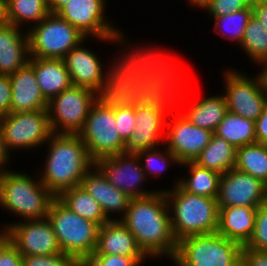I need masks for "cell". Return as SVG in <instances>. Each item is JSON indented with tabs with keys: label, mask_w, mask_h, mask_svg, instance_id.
Returning a JSON list of instances; mask_svg holds the SVG:
<instances>
[{
	"label": "cell",
	"mask_w": 267,
	"mask_h": 266,
	"mask_svg": "<svg viewBox=\"0 0 267 266\" xmlns=\"http://www.w3.org/2000/svg\"><path fill=\"white\" fill-rule=\"evenodd\" d=\"M80 186L99 203L108 221L124 217L132 198L113 186L95 165L81 179Z\"/></svg>",
	"instance_id": "obj_20"
},
{
	"label": "cell",
	"mask_w": 267,
	"mask_h": 266,
	"mask_svg": "<svg viewBox=\"0 0 267 266\" xmlns=\"http://www.w3.org/2000/svg\"><path fill=\"white\" fill-rule=\"evenodd\" d=\"M188 6H192V8H198V10L203 7L209 0H186Z\"/></svg>",
	"instance_id": "obj_49"
},
{
	"label": "cell",
	"mask_w": 267,
	"mask_h": 266,
	"mask_svg": "<svg viewBox=\"0 0 267 266\" xmlns=\"http://www.w3.org/2000/svg\"><path fill=\"white\" fill-rule=\"evenodd\" d=\"M12 157L13 156H11V154H9L5 148L2 132L0 129V174L6 170L11 169L9 163H11Z\"/></svg>",
	"instance_id": "obj_45"
},
{
	"label": "cell",
	"mask_w": 267,
	"mask_h": 266,
	"mask_svg": "<svg viewBox=\"0 0 267 266\" xmlns=\"http://www.w3.org/2000/svg\"><path fill=\"white\" fill-rule=\"evenodd\" d=\"M0 266H23L22 255L7 238L0 244Z\"/></svg>",
	"instance_id": "obj_40"
},
{
	"label": "cell",
	"mask_w": 267,
	"mask_h": 266,
	"mask_svg": "<svg viewBox=\"0 0 267 266\" xmlns=\"http://www.w3.org/2000/svg\"><path fill=\"white\" fill-rule=\"evenodd\" d=\"M7 238V231L0 225V244Z\"/></svg>",
	"instance_id": "obj_50"
},
{
	"label": "cell",
	"mask_w": 267,
	"mask_h": 266,
	"mask_svg": "<svg viewBox=\"0 0 267 266\" xmlns=\"http://www.w3.org/2000/svg\"><path fill=\"white\" fill-rule=\"evenodd\" d=\"M213 132L193 125L176 107L166 121L164 145L183 164L194 162L209 144Z\"/></svg>",
	"instance_id": "obj_17"
},
{
	"label": "cell",
	"mask_w": 267,
	"mask_h": 266,
	"mask_svg": "<svg viewBox=\"0 0 267 266\" xmlns=\"http://www.w3.org/2000/svg\"><path fill=\"white\" fill-rule=\"evenodd\" d=\"M160 190L165 192L171 228L177 241L187 236L217 233L219 209L216 198L189 193L179 184Z\"/></svg>",
	"instance_id": "obj_7"
},
{
	"label": "cell",
	"mask_w": 267,
	"mask_h": 266,
	"mask_svg": "<svg viewBox=\"0 0 267 266\" xmlns=\"http://www.w3.org/2000/svg\"><path fill=\"white\" fill-rule=\"evenodd\" d=\"M243 246L218 234L192 235L177 242L174 266H236Z\"/></svg>",
	"instance_id": "obj_11"
},
{
	"label": "cell",
	"mask_w": 267,
	"mask_h": 266,
	"mask_svg": "<svg viewBox=\"0 0 267 266\" xmlns=\"http://www.w3.org/2000/svg\"><path fill=\"white\" fill-rule=\"evenodd\" d=\"M9 78L12 87L10 112L47 110L48 101L42 95L34 69L29 63Z\"/></svg>",
	"instance_id": "obj_21"
},
{
	"label": "cell",
	"mask_w": 267,
	"mask_h": 266,
	"mask_svg": "<svg viewBox=\"0 0 267 266\" xmlns=\"http://www.w3.org/2000/svg\"><path fill=\"white\" fill-rule=\"evenodd\" d=\"M94 165L113 186L131 198L149 196L159 190L145 188L149 181L136 153L125 152L103 157L96 160Z\"/></svg>",
	"instance_id": "obj_18"
},
{
	"label": "cell",
	"mask_w": 267,
	"mask_h": 266,
	"mask_svg": "<svg viewBox=\"0 0 267 266\" xmlns=\"http://www.w3.org/2000/svg\"><path fill=\"white\" fill-rule=\"evenodd\" d=\"M115 122L126 143L135 130V73L115 91Z\"/></svg>",
	"instance_id": "obj_27"
},
{
	"label": "cell",
	"mask_w": 267,
	"mask_h": 266,
	"mask_svg": "<svg viewBox=\"0 0 267 266\" xmlns=\"http://www.w3.org/2000/svg\"><path fill=\"white\" fill-rule=\"evenodd\" d=\"M1 226L7 231V239L22 256L62 253L53 226L47 217L11 223L9 221Z\"/></svg>",
	"instance_id": "obj_16"
},
{
	"label": "cell",
	"mask_w": 267,
	"mask_h": 266,
	"mask_svg": "<svg viewBox=\"0 0 267 266\" xmlns=\"http://www.w3.org/2000/svg\"><path fill=\"white\" fill-rule=\"evenodd\" d=\"M28 63L47 101L73 85L63 59L30 57Z\"/></svg>",
	"instance_id": "obj_25"
},
{
	"label": "cell",
	"mask_w": 267,
	"mask_h": 266,
	"mask_svg": "<svg viewBox=\"0 0 267 266\" xmlns=\"http://www.w3.org/2000/svg\"><path fill=\"white\" fill-rule=\"evenodd\" d=\"M253 16L256 17L267 31V0L252 1Z\"/></svg>",
	"instance_id": "obj_44"
},
{
	"label": "cell",
	"mask_w": 267,
	"mask_h": 266,
	"mask_svg": "<svg viewBox=\"0 0 267 266\" xmlns=\"http://www.w3.org/2000/svg\"><path fill=\"white\" fill-rule=\"evenodd\" d=\"M267 202V185L235 168L221 174L218 209L230 206H260Z\"/></svg>",
	"instance_id": "obj_19"
},
{
	"label": "cell",
	"mask_w": 267,
	"mask_h": 266,
	"mask_svg": "<svg viewBox=\"0 0 267 266\" xmlns=\"http://www.w3.org/2000/svg\"><path fill=\"white\" fill-rule=\"evenodd\" d=\"M57 198L71 211L99 226L108 221L99 203L80 185L63 191Z\"/></svg>",
	"instance_id": "obj_30"
},
{
	"label": "cell",
	"mask_w": 267,
	"mask_h": 266,
	"mask_svg": "<svg viewBox=\"0 0 267 266\" xmlns=\"http://www.w3.org/2000/svg\"><path fill=\"white\" fill-rule=\"evenodd\" d=\"M256 142L267 143V102L264 105L262 114L255 121Z\"/></svg>",
	"instance_id": "obj_43"
},
{
	"label": "cell",
	"mask_w": 267,
	"mask_h": 266,
	"mask_svg": "<svg viewBox=\"0 0 267 266\" xmlns=\"http://www.w3.org/2000/svg\"><path fill=\"white\" fill-rule=\"evenodd\" d=\"M245 247L267 252V202L257 208L254 232Z\"/></svg>",
	"instance_id": "obj_36"
},
{
	"label": "cell",
	"mask_w": 267,
	"mask_h": 266,
	"mask_svg": "<svg viewBox=\"0 0 267 266\" xmlns=\"http://www.w3.org/2000/svg\"><path fill=\"white\" fill-rule=\"evenodd\" d=\"M90 38L72 48L63 58L72 84L92 89L100 96L115 92L148 59L151 50H120L105 65L95 51L85 45ZM116 56V57H115ZM107 69V70H106Z\"/></svg>",
	"instance_id": "obj_2"
},
{
	"label": "cell",
	"mask_w": 267,
	"mask_h": 266,
	"mask_svg": "<svg viewBox=\"0 0 267 266\" xmlns=\"http://www.w3.org/2000/svg\"><path fill=\"white\" fill-rule=\"evenodd\" d=\"M107 2L108 0H70L56 14L76 27L87 38L93 40L96 38L106 44L116 43L115 46H118V49L122 48L121 50H151L159 47V45L150 46L148 42V46L140 42V47L134 44L133 47L125 32L115 26L112 19L110 20L111 17L106 15Z\"/></svg>",
	"instance_id": "obj_8"
},
{
	"label": "cell",
	"mask_w": 267,
	"mask_h": 266,
	"mask_svg": "<svg viewBox=\"0 0 267 266\" xmlns=\"http://www.w3.org/2000/svg\"><path fill=\"white\" fill-rule=\"evenodd\" d=\"M23 266H78L79 263L64 253L56 255L22 256Z\"/></svg>",
	"instance_id": "obj_39"
},
{
	"label": "cell",
	"mask_w": 267,
	"mask_h": 266,
	"mask_svg": "<svg viewBox=\"0 0 267 266\" xmlns=\"http://www.w3.org/2000/svg\"><path fill=\"white\" fill-rule=\"evenodd\" d=\"M70 0H47L50 13H56L64 4Z\"/></svg>",
	"instance_id": "obj_47"
},
{
	"label": "cell",
	"mask_w": 267,
	"mask_h": 266,
	"mask_svg": "<svg viewBox=\"0 0 267 266\" xmlns=\"http://www.w3.org/2000/svg\"><path fill=\"white\" fill-rule=\"evenodd\" d=\"M227 68V69H226ZM222 75L228 111L241 117L256 121L262 114L267 93L260 73L253 75L235 67H226Z\"/></svg>",
	"instance_id": "obj_14"
},
{
	"label": "cell",
	"mask_w": 267,
	"mask_h": 266,
	"mask_svg": "<svg viewBox=\"0 0 267 266\" xmlns=\"http://www.w3.org/2000/svg\"><path fill=\"white\" fill-rule=\"evenodd\" d=\"M253 0H209L199 10H205L209 18L224 16L247 7H252Z\"/></svg>",
	"instance_id": "obj_38"
},
{
	"label": "cell",
	"mask_w": 267,
	"mask_h": 266,
	"mask_svg": "<svg viewBox=\"0 0 267 266\" xmlns=\"http://www.w3.org/2000/svg\"><path fill=\"white\" fill-rule=\"evenodd\" d=\"M99 97L92 89L75 85L52 97L47 112L53 133L79 134Z\"/></svg>",
	"instance_id": "obj_15"
},
{
	"label": "cell",
	"mask_w": 267,
	"mask_h": 266,
	"mask_svg": "<svg viewBox=\"0 0 267 266\" xmlns=\"http://www.w3.org/2000/svg\"><path fill=\"white\" fill-rule=\"evenodd\" d=\"M29 55L34 58L63 59L87 37L56 13H49L27 30Z\"/></svg>",
	"instance_id": "obj_12"
},
{
	"label": "cell",
	"mask_w": 267,
	"mask_h": 266,
	"mask_svg": "<svg viewBox=\"0 0 267 266\" xmlns=\"http://www.w3.org/2000/svg\"><path fill=\"white\" fill-rule=\"evenodd\" d=\"M180 168H186L188 174L177 176L172 186L179 184L189 193L217 199L221 174L200 167L194 162L183 163Z\"/></svg>",
	"instance_id": "obj_26"
},
{
	"label": "cell",
	"mask_w": 267,
	"mask_h": 266,
	"mask_svg": "<svg viewBox=\"0 0 267 266\" xmlns=\"http://www.w3.org/2000/svg\"><path fill=\"white\" fill-rule=\"evenodd\" d=\"M38 172L31 175L9 169L0 174V207L2 211L23 220L47 217L56 198L40 181Z\"/></svg>",
	"instance_id": "obj_6"
},
{
	"label": "cell",
	"mask_w": 267,
	"mask_h": 266,
	"mask_svg": "<svg viewBox=\"0 0 267 266\" xmlns=\"http://www.w3.org/2000/svg\"><path fill=\"white\" fill-rule=\"evenodd\" d=\"M44 145V165L38 175L55 197L79 186L81 179L94 166L79 134L53 133Z\"/></svg>",
	"instance_id": "obj_4"
},
{
	"label": "cell",
	"mask_w": 267,
	"mask_h": 266,
	"mask_svg": "<svg viewBox=\"0 0 267 266\" xmlns=\"http://www.w3.org/2000/svg\"><path fill=\"white\" fill-rule=\"evenodd\" d=\"M115 122V92L100 96L93 104L79 133L89 157L96 160L126 152Z\"/></svg>",
	"instance_id": "obj_10"
},
{
	"label": "cell",
	"mask_w": 267,
	"mask_h": 266,
	"mask_svg": "<svg viewBox=\"0 0 267 266\" xmlns=\"http://www.w3.org/2000/svg\"><path fill=\"white\" fill-rule=\"evenodd\" d=\"M214 134L235 148L253 144L256 143L255 121L227 111Z\"/></svg>",
	"instance_id": "obj_29"
},
{
	"label": "cell",
	"mask_w": 267,
	"mask_h": 266,
	"mask_svg": "<svg viewBox=\"0 0 267 266\" xmlns=\"http://www.w3.org/2000/svg\"><path fill=\"white\" fill-rule=\"evenodd\" d=\"M262 67V68H261ZM260 69L262 70H259V73L262 77V81H263V84H264V88L266 89V93H267V61L263 62L261 65H260Z\"/></svg>",
	"instance_id": "obj_48"
},
{
	"label": "cell",
	"mask_w": 267,
	"mask_h": 266,
	"mask_svg": "<svg viewBox=\"0 0 267 266\" xmlns=\"http://www.w3.org/2000/svg\"><path fill=\"white\" fill-rule=\"evenodd\" d=\"M27 30L9 24L0 27V75L10 76L29 61Z\"/></svg>",
	"instance_id": "obj_22"
},
{
	"label": "cell",
	"mask_w": 267,
	"mask_h": 266,
	"mask_svg": "<svg viewBox=\"0 0 267 266\" xmlns=\"http://www.w3.org/2000/svg\"><path fill=\"white\" fill-rule=\"evenodd\" d=\"M149 257H128L111 254H92L83 264L85 266H142Z\"/></svg>",
	"instance_id": "obj_37"
},
{
	"label": "cell",
	"mask_w": 267,
	"mask_h": 266,
	"mask_svg": "<svg viewBox=\"0 0 267 266\" xmlns=\"http://www.w3.org/2000/svg\"><path fill=\"white\" fill-rule=\"evenodd\" d=\"M7 9L10 24L24 30H29L50 13L47 0H7Z\"/></svg>",
	"instance_id": "obj_31"
},
{
	"label": "cell",
	"mask_w": 267,
	"mask_h": 266,
	"mask_svg": "<svg viewBox=\"0 0 267 266\" xmlns=\"http://www.w3.org/2000/svg\"><path fill=\"white\" fill-rule=\"evenodd\" d=\"M7 0H0V27L9 25Z\"/></svg>",
	"instance_id": "obj_46"
},
{
	"label": "cell",
	"mask_w": 267,
	"mask_h": 266,
	"mask_svg": "<svg viewBox=\"0 0 267 266\" xmlns=\"http://www.w3.org/2000/svg\"><path fill=\"white\" fill-rule=\"evenodd\" d=\"M236 266H244V264L242 262H240L239 264H237Z\"/></svg>",
	"instance_id": "obj_51"
},
{
	"label": "cell",
	"mask_w": 267,
	"mask_h": 266,
	"mask_svg": "<svg viewBox=\"0 0 267 266\" xmlns=\"http://www.w3.org/2000/svg\"><path fill=\"white\" fill-rule=\"evenodd\" d=\"M0 129L7 152L34 151L53 135L47 110L10 112L0 119ZM34 149V150H33Z\"/></svg>",
	"instance_id": "obj_13"
},
{
	"label": "cell",
	"mask_w": 267,
	"mask_h": 266,
	"mask_svg": "<svg viewBox=\"0 0 267 266\" xmlns=\"http://www.w3.org/2000/svg\"><path fill=\"white\" fill-rule=\"evenodd\" d=\"M134 235L138 246L153 260L174 258L177 240L174 238L165 192L132 198L120 220ZM159 258V259H158Z\"/></svg>",
	"instance_id": "obj_3"
},
{
	"label": "cell",
	"mask_w": 267,
	"mask_h": 266,
	"mask_svg": "<svg viewBox=\"0 0 267 266\" xmlns=\"http://www.w3.org/2000/svg\"><path fill=\"white\" fill-rule=\"evenodd\" d=\"M239 49L247 55L251 63L259 67L267 61V31L259 20L252 15L245 28V33Z\"/></svg>",
	"instance_id": "obj_33"
},
{
	"label": "cell",
	"mask_w": 267,
	"mask_h": 266,
	"mask_svg": "<svg viewBox=\"0 0 267 266\" xmlns=\"http://www.w3.org/2000/svg\"><path fill=\"white\" fill-rule=\"evenodd\" d=\"M93 254L148 257L138 246L134 235L120 220L107 221L99 227Z\"/></svg>",
	"instance_id": "obj_23"
},
{
	"label": "cell",
	"mask_w": 267,
	"mask_h": 266,
	"mask_svg": "<svg viewBox=\"0 0 267 266\" xmlns=\"http://www.w3.org/2000/svg\"><path fill=\"white\" fill-rule=\"evenodd\" d=\"M258 207L230 206L219 208L217 233L245 246L253 235Z\"/></svg>",
	"instance_id": "obj_24"
},
{
	"label": "cell",
	"mask_w": 267,
	"mask_h": 266,
	"mask_svg": "<svg viewBox=\"0 0 267 266\" xmlns=\"http://www.w3.org/2000/svg\"><path fill=\"white\" fill-rule=\"evenodd\" d=\"M174 107L173 79L149 56L135 72L136 127L125 143L126 152L163 146L166 121Z\"/></svg>",
	"instance_id": "obj_1"
},
{
	"label": "cell",
	"mask_w": 267,
	"mask_h": 266,
	"mask_svg": "<svg viewBox=\"0 0 267 266\" xmlns=\"http://www.w3.org/2000/svg\"><path fill=\"white\" fill-rule=\"evenodd\" d=\"M47 218L62 253L83 264L95 252L100 227L97 223L77 215L57 197L50 205Z\"/></svg>",
	"instance_id": "obj_9"
},
{
	"label": "cell",
	"mask_w": 267,
	"mask_h": 266,
	"mask_svg": "<svg viewBox=\"0 0 267 266\" xmlns=\"http://www.w3.org/2000/svg\"><path fill=\"white\" fill-rule=\"evenodd\" d=\"M161 148L162 146L136 152L141 167L149 181H151L152 177L153 179L161 178V175L166 174L165 172L172 165L181 167L177 157L165 145Z\"/></svg>",
	"instance_id": "obj_35"
},
{
	"label": "cell",
	"mask_w": 267,
	"mask_h": 266,
	"mask_svg": "<svg viewBox=\"0 0 267 266\" xmlns=\"http://www.w3.org/2000/svg\"><path fill=\"white\" fill-rule=\"evenodd\" d=\"M11 92L9 76L0 75V119L10 113Z\"/></svg>",
	"instance_id": "obj_41"
},
{
	"label": "cell",
	"mask_w": 267,
	"mask_h": 266,
	"mask_svg": "<svg viewBox=\"0 0 267 266\" xmlns=\"http://www.w3.org/2000/svg\"><path fill=\"white\" fill-rule=\"evenodd\" d=\"M241 262L244 266H267V252L256 251L243 246Z\"/></svg>",
	"instance_id": "obj_42"
},
{
	"label": "cell",
	"mask_w": 267,
	"mask_h": 266,
	"mask_svg": "<svg viewBox=\"0 0 267 266\" xmlns=\"http://www.w3.org/2000/svg\"><path fill=\"white\" fill-rule=\"evenodd\" d=\"M235 169L252 175L267 185V147L253 143L236 148Z\"/></svg>",
	"instance_id": "obj_32"
},
{
	"label": "cell",
	"mask_w": 267,
	"mask_h": 266,
	"mask_svg": "<svg viewBox=\"0 0 267 266\" xmlns=\"http://www.w3.org/2000/svg\"><path fill=\"white\" fill-rule=\"evenodd\" d=\"M253 15L252 7H247L242 10L228 13L224 16L209 18L214 21L213 28L216 34L221 38L229 40L231 43L239 45L242 42L246 25Z\"/></svg>",
	"instance_id": "obj_34"
},
{
	"label": "cell",
	"mask_w": 267,
	"mask_h": 266,
	"mask_svg": "<svg viewBox=\"0 0 267 266\" xmlns=\"http://www.w3.org/2000/svg\"><path fill=\"white\" fill-rule=\"evenodd\" d=\"M198 166L224 174L235 168L236 148L224 138L212 134L209 144L194 160Z\"/></svg>",
	"instance_id": "obj_28"
},
{
	"label": "cell",
	"mask_w": 267,
	"mask_h": 266,
	"mask_svg": "<svg viewBox=\"0 0 267 266\" xmlns=\"http://www.w3.org/2000/svg\"><path fill=\"white\" fill-rule=\"evenodd\" d=\"M162 48L163 49L160 47L151 49L149 56L173 79L175 107L193 125L208 129L214 133L228 111L224 94L222 92L220 94H211L210 96L199 97L197 101H191V103L187 102L186 100H190V98H187L190 97L187 92L191 94L192 90L187 85L190 83L188 79L191 77L187 75L188 72L186 71L188 68L186 69L180 64L182 60L179 61V57L176 60L175 57L177 54H172V51L167 50L166 48L164 49V47ZM184 70L186 71L184 72ZM185 105L187 106L185 107Z\"/></svg>",
	"instance_id": "obj_5"
}]
</instances>
